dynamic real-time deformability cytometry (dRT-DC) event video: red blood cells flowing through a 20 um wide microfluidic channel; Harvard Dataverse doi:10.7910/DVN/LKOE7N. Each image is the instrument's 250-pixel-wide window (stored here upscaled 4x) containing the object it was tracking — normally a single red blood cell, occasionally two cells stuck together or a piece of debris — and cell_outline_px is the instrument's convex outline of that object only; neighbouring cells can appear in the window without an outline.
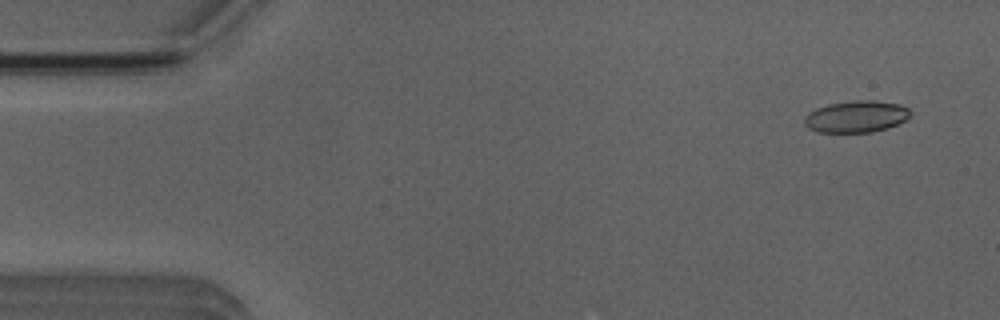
{"species": "Egyptian fruit bat (a non-hibernating species)", "species_latin": "Rousettus aegyptiacus", "temperature_condition": "room temperature", "stored_images_in_passage": 6, "camera_frame_rate_fps": 3000, "um_per_image_px": 0.085, "animal": {"sex": "male"}, "frame": {"image": 1, "passage_image": 1, "time_ms": 0.0, "image_size_px": [1000, 320], "cell_outline_px": [[912, 116], [888, 128], [872, 132], [816, 132], [808, 128], [804, 124], [804, 116], [808, 112], [816, 108], [828, 104], [852, 100], [876, 100], [900, 104], [908, 108], [912, 112]], "centroid_in_image_um": [72.77, 9.9], "position_along_channel_um": 12.2, "area_um2": 19.88}}